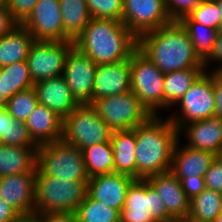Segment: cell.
Returning a JSON list of instances; mask_svg holds the SVG:
<instances>
[{
	"mask_svg": "<svg viewBox=\"0 0 222 222\" xmlns=\"http://www.w3.org/2000/svg\"><path fill=\"white\" fill-rule=\"evenodd\" d=\"M172 222H191L187 219L173 220Z\"/></svg>",
	"mask_w": 222,
	"mask_h": 222,
	"instance_id": "cell-52",
	"label": "cell"
},
{
	"mask_svg": "<svg viewBox=\"0 0 222 222\" xmlns=\"http://www.w3.org/2000/svg\"><path fill=\"white\" fill-rule=\"evenodd\" d=\"M161 197L168 213L175 219H187L190 199L184 193L180 180L171 172L160 173L146 178Z\"/></svg>",
	"mask_w": 222,
	"mask_h": 222,
	"instance_id": "cell-19",
	"label": "cell"
},
{
	"mask_svg": "<svg viewBox=\"0 0 222 222\" xmlns=\"http://www.w3.org/2000/svg\"><path fill=\"white\" fill-rule=\"evenodd\" d=\"M163 200L146 179H135L129 186L120 222H172Z\"/></svg>",
	"mask_w": 222,
	"mask_h": 222,
	"instance_id": "cell-8",
	"label": "cell"
},
{
	"mask_svg": "<svg viewBox=\"0 0 222 222\" xmlns=\"http://www.w3.org/2000/svg\"><path fill=\"white\" fill-rule=\"evenodd\" d=\"M18 23L5 5H0V37L8 34Z\"/></svg>",
	"mask_w": 222,
	"mask_h": 222,
	"instance_id": "cell-43",
	"label": "cell"
},
{
	"mask_svg": "<svg viewBox=\"0 0 222 222\" xmlns=\"http://www.w3.org/2000/svg\"><path fill=\"white\" fill-rule=\"evenodd\" d=\"M179 136L183 133L188 143L186 146L216 154L222 147V119L210 117L183 125L178 130Z\"/></svg>",
	"mask_w": 222,
	"mask_h": 222,
	"instance_id": "cell-20",
	"label": "cell"
},
{
	"mask_svg": "<svg viewBox=\"0 0 222 222\" xmlns=\"http://www.w3.org/2000/svg\"><path fill=\"white\" fill-rule=\"evenodd\" d=\"M22 25L34 40L64 41L60 0H38Z\"/></svg>",
	"mask_w": 222,
	"mask_h": 222,
	"instance_id": "cell-14",
	"label": "cell"
},
{
	"mask_svg": "<svg viewBox=\"0 0 222 222\" xmlns=\"http://www.w3.org/2000/svg\"><path fill=\"white\" fill-rule=\"evenodd\" d=\"M91 105L112 131L135 129L151 116L131 90L101 98Z\"/></svg>",
	"mask_w": 222,
	"mask_h": 222,
	"instance_id": "cell-9",
	"label": "cell"
},
{
	"mask_svg": "<svg viewBox=\"0 0 222 222\" xmlns=\"http://www.w3.org/2000/svg\"><path fill=\"white\" fill-rule=\"evenodd\" d=\"M131 91L151 116L164 108V76L138 48L130 57Z\"/></svg>",
	"mask_w": 222,
	"mask_h": 222,
	"instance_id": "cell-6",
	"label": "cell"
},
{
	"mask_svg": "<svg viewBox=\"0 0 222 222\" xmlns=\"http://www.w3.org/2000/svg\"><path fill=\"white\" fill-rule=\"evenodd\" d=\"M187 30L195 54L204 62L212 52L219 30L197 22H180Z\"/></svg>",
	"mask_w": 222,
	"mask_h": 222,
	"instance_id": "cell-31",
	"label": "cell"
},
{
	"mask_svg": "<svg viewBox=\"0 0 222 222\" xmlns=\"http://www.w3.org/2000/svg\"><path fill=\"white\" fill-rule=\"evenodd\" d=\"M33 141L45 145L61 140L63 119L55 112L38 103L25 121Z\"/></svg>",
	"mask_w": 222,
	"mask_h": 222,
	"instance_id": "cell-22",
	"label": "cell"
},
{
	"mask_svg": "<svg viewBox=\"0 0 222 222\" xmlns=\"http://www.w3.org/2000/svg\"><path fill=\"white\" fill-rule=\"evenodd\" d=\"M217 4L220 20V30H222V0H214Z\"/></svg>",
	"mask_w": 222,
	"mask_h": 222,
	"instance_id": "cell-48",
	"label": "cell"
},
{
	"mask_svg": "<svg viewBox=\"0 0 222 222\" xmlns=\"http://www.w3.org/2000/svg\"><path fill=\"white\" fill-rule=\"evenodd\" d=\"M130 59L97 65L94 77L93 102L131 90Z\"/></svg>",
	"mask_w": 222,
	"mask_h": 222,
	"instance_id": "cell-16",
	"label": "cell"
},
{
	"mask_svg": "<svg viewBox=\"0 0 222 222\" xmlns=\"http://www.w3.org/2000/svg\"><path fill=\"white\" fill-rule=\"evenodd\" d=\"M34 38L22 25H16L8 34L0 37V67L25 61Z\"/></svg>",
	"mask_w": 222,
	"mask_h": 222,
	"instance_id": "cell-25",
	"label": "cell"
},
{
	"mask_svg": "<svg viewBox=\"0 0 222 222\" xmlns=\"http://www.w3.org/2000/svg\"><path fill=\"white\" fill-rule=\"evenodd\" d=\"M39 104L44 105L64 119L80 104L72 96L63 75L34 83Z\"/></svg>",
	"mask_w": 222,
	"mask_h": 222,
	"instance_id": "cell-18",
	"label": "cell"
},
{
	"mask_svg": "<svg viewBox=\"0 0 222 222\" xmlns=\"http://www.w3.org/2000/svg\"><path fill=\"white\" fill-rule=\"evenodd\" d=\"M110 141L114 154V172L136 179L135 129L112 131Z\"/></svg>",
	"mask_w": 222,
	"mask_h": 222,
	"instance_id": "cell-23",
	"label": "cell"
},
{
	"mask_svg": "<svg viewBox=\"0 0 222 222\" xmlns=\"http://www.w3.org/2000/svg\"><path fill=\"white\" fill-rule=\"evenodd\" d=\"M38 222H78L74 213L42 212L33 215Z\"/></svg>",
	"mask_w": 222,
	"mask_h": 222,
	"instance_id": "cell-41",
	"label": "cell"
},
{
	"mask_svg": "<svg viewBox=\"0 0 222 222\" xmlns=\"http://www.w3.org/2000/svg\"><path fill=\"white\" fill-rule=\"evenodd\" d=\"M216 73L222 78V67L219 68Z\"/></svg>",
	"mask_w": 222,
	"mask_h": 222,
	"instance_id": "cell-53",
	"label": "cell"
},
{
	"mask_svg": "<svg viewBox=\"0 0 222 222\" xmlns=\"http://www.w3.org/2000/svg\"><path fill=\"white\" fill-rule=\"evenodd\" d=\"M112 130L91 104H80L63 119L62 140L80 150L110 141Z\"/></svg>",
	"mask_w": 222,
	"mask_h": 222,
	"instance_id": "cell-7",
	"label": "cell"
},
{
	"mask_svg": "<svg viewBox=\"0 0 222 222\" xmlns=\"http://www.w3.org/2000/svg\"><path fill=\"white\" fill-rule=\"evenodd\" d=\"M93 18L122 21L123 0H86Z\"/></svg>",
	"mask_w": 222,
	"mask_h": 222,
	"instance_id": "cell-36",
	"label": "cell"
},
{
	"mask_svg": "<svg viewBox=\"0 0 222 222\" xmlns=\"http://www.w3.org/2000/svg\"><path fill=\"white\" fill-rule=\"evenodd\" d=\"M207 189L222 193V165L214 160L204 175Z\"/></svg>",
	"mask_w": 222,
	"mask_h": 222,
	"instance_id": "cell-39",
	"label": "cell"
},
{
	"mask_svg": "<svg viewBox=\"0 0 222 222\" xmlns=\"http://www.w3.org/2000/svg\"><path fill=\"white\" fill-rule=\"evenodd\" d=\"M73 41L34 40L26 59L33 82L63 75Z\"/></svg>",
	"mask_w": 222,
	"mask_h": 222,
	"instance_id": "cell-11",
	"label": "cell"
},
{
	"mask_svg": "<svg viewBox=\"0 0 222 222\" xmlns=\"http://www.w3.org/2000/svg\"><path fill=\"white\" fill-rule=\"evenodd\" d=\"M210 62H215L216 64H218L219 62V65H216L215 68H213L214 66H211L212 70L210 69V72H216L219 68L222 67V30H220L217 35L211 54L203 62V67L205 71H207L206 69L208 65L210 66Z\"/></svg>",
	"mask_w": 222,
	"mask_h": 222,
	"instance_id": "cell-42",
	"label": "cell"
},
{
	"mask_svg": "<svg viewBox=\"0 0 222 222\" xmlns=\"http://www.w3.org/2000/svg\"><path fill=\"white\" fill-rule=\"evenodd\" d=\"M222 212V193L205 188L190 199V212L187 220L191 222H213Z\"/></svg>",
	"mask_w": 222,
	"mask_h": 222,
	"instance_id": "cell-28",
	"label": "cell"
},
{
	"mask_svg": "<svg viewBox=\"0 0 222 222\" xmlns=\"http://www.w3.org/2000/svg\"><path fill=\"white\" fill-rule=\"evenodd\" d=\"M96 69L97 64L87 55L74 46L71 48L65 60L63 78L79 104L93 103Z\"/></svg>",
	"mask_w": 222,
	"mask_h": 222,
	"instance_id": "cell-13",
	"label": "cell"
},
{
	"mask_svg": "<svg viewBox=\"0 0 222 222\" xmlns=\"http://www.w3.org/2000/svg\"><path fill=\"white\" fill-rule=\"evenodd\" d=\"M215 155L186 145L180 146V136L174 147L170 171L177 177H204Z\"/></svg>",
	"mask_w": 222,
	"mask_h": 222,
	"instance_id": "cell-21",
	"label": "cell"
},
{
	"mask_svg": "<svg viewBox=\"0 0 222 222\" xmlns=\"http://www.w3.org/2000/svg\"><path fill=\"white\" fill-rule=\"evenodd\" d=\"M201 0H166L165 5L172 21H180L190 14Z\"/></svg>",
	"mask_w": 222,
	"mask_h": 222,
	"instance_id": "cell-37",
	"label": "cell"
},
{
	"mask_svg": "<svg viewBox=\"0 0 222 222\" xmlns=\"http://www.w3.org/2000/svg\"><path fill=\"white\" fill-rule=\"evenodd\" d=\"M38 0H6L5 6L10 11L13 19L22 24L32 13Z\"/></svg>",
	"mask_w": 222,
	"mask_h": 222,
	"instance_id": "cell-38",
	"label": "cell"
},
{
	"mask_svg": "<svg viewBox=\"0 0 222 222\" xmlns=\"http://www.w3.org/2000/svg\"><path fill=\"white\" fill-rule=\"evenodd\" d=\"M35 174H14L0 177V198L21 216L35 214Z\"/></svg>",
	"mask_w": 222,
	"mask_h": 222,
	"instance_id": "cell-15",
	"label": "cell"
},
{
	"mask_svg": "<svg viewBox=\"0 0 222 222\" xmlns=\"http://www.w3.org/2000/svg\"><path fill=\"white\" fill-rule=\"evenodd\" d=\"M215 160L222 165V147L215 154Z\"/></svg>",
	"mask_w": 222,
	"mask_h": 222,
	"instance_id": "cell-50",
	"label": "cell"
},
{
	"mask_svg": "<svg viewBox=\"0 0 222 222\" xmlns=\"http://www.w3.org/2000/svg\"><path fill=\"white\" fill-rule=\"evenodd\" d=\"M83 159L89 177L114 172V154L111 141L83 148Z\"/></svg>",
	"mask_w": 222,
	"mask_h": 222,
	"instance_id": "cell-29",
	"label": "cell"
},
{
	"mask_svg": "<svg viewBox=\"0 0 222 222\" xmlns=\"http://www.w3.org/2000/svg\"><path fill=\"white\" fill-rule=\"evenodd\" d=\"M17 222H38L34 216H22Z\"/></svg>",
	"mask_w": 222,
	"mask_h": 222,
	"instance_id": "cell-49",
	"label": "cell"
},
{
	"mask_svg": "<svg viewBox=\"0 0 222 222\" xmlns=\"http://www.w3.org/2000/svg\"><path fill=\"white\" fill-rule=\"evenodd\" d=\"M8 121V113L5 106H0V141L1 144L6 143V128Z\"/></svg>",
	"mask_w": 222,
	"mask_h": 222,
	"instance_id": "cell-46",
	"label": "cell"
},
{
	"mask_svg": "<svg viewBox=\"0 0 222 222\" xmlns=\"http://www.w3.org/2000/svg\"><path fill=\"white\" fill-rule=\"evenodd\" d=\"M134 180L128 175L117 172L97 175L88 181L87 194L92 199L121 212L125 204L127 190Z\"/></svg>",
	"mask_w": 222,
	"mask_h": 222,
	"instance_id": "cell-17",
	"label": "cell"
},
{
	"mask_svg": "<svg viewBox=\"0 0 222 222\" xmlns=\"http://www.w3.org/2000/svg\"><path fill=\"white\" fill-rule=\"evenodd\" d=\"M38 148L0 145V177L37 171Z\"/></svg>",
	"mask_w": 222,
	"mask_h": 222,
	"instance_id": "cell-24",
	"label": "cell"
},
{
	"mask_svg": "<svg viewBox=\"0 0 222 222\" xmlns=\"http://www.w3.org/2000/svg\"><path fill=\"white\" fill-rule=\"evenodd\" d=\"M181 110L168 119L176 129L183 125L201 121L215 116V95L213 89V72L204 71L177 102Z\"/></svg>",
	"mask_w": 222,
	"mask_h": 222,
	"instance_id": "cell-10",
	"label": "cell"
},
{
	"mask_svg": "<svg viewBox=\"0 0 222 222\" xmlns=\"http://www.w3.org/2000/svg\"><path fill=\"white\" fill-rule=\"evenodd\" d=\"M88 181L46 176L38 168L35 174V213H74L87 195Z\"/></svg>",
	"mask_w": 222,
	"mask_h": 222,
	"instance_id": "cell-4",
	"label": "cell"
},
{
	"mask_svg": "<svg viewBox=\"0 0 222 222\" xmlns=\"http://www.w3.org/2000/svg\"><path fill=\"white\" fill-rule=\"evenodd\" d=\"M135 139L136 179L170 171L179 133L168 118L150 116L135 128Z\"/></svg>",
	"mask_w": 222,
	"mask_h": 222,
	"instance_id": "cell-3",
	"label": "cell"
},
{
	"mask_svg": "<svg viewBox=\"0 0 222 222\" xmlns=\"http://www.w3.org/2000/svg\"><path fill=\"white\" fill-rule=\"evenodd\" d=\"M204 71V68H189L165 73L164 108L176 106L177 102Z\"/></svg>",
	"mask_w": 222,
	"mask_h": 222,
	"instance_id": "cell-27",
	"label": "cell"
},
{
	"mask_svg": "<svg viewBox=\"0 0 222 222\" xmlns=\"http://www.w3.org/2000/svg\"><path fill=\"white\" fill-rule=\"evenodd\" d=\"M0 74L6 75L7 100L19 91L34 87L26 60L0 67Z\"/></svg>",
	"mask_w": 222,
	"mask_h": 222,
	"instance_id": "cell-32",
	"label": "cell"
},
{
	"mask_svg": "<svg viewBox=\"0 0 222 222\" xmlns=\"http://www.w3.org/2000/svg\"><path fill=\"white\" fill-rule=\"evenodd\" d=\"M213 89L215 95V117L222 119V78L213 72Z\"/></svg>",
	"mask_w": 222,
	"mask_h": 222,
	"instance_id": "cell-44",
	"label": "cell"
},
{
	"mask_svg": "<svg viewBox=\"0 0 222 222\" xmlns=\"http://www.w3.org/2000/svg\"><path fill=\"white\" fill-rule=\"evenodd\" d=\"M4 145L39 148L30 136L26 123L12 118L9 114L6 128V143Z\"/></svg>",
	"mask_w": 222,
	"mask_h": 222,
	"instance_id": "cell-35",
	"label": "cell"
},
{
	"mask_svg": "<svg viewBox=\"0 0 222 222\" xmlns=\"http://www.w3.org/2000/svg\"><path fill=\"white\" fill-rule=\"evenodd\" d=\"M213 222H222V212L217 216Z\"/></svg>",
	"mask_w": 222,
	"mask_h": 222,
	"instance_id": "cell-51",
	"label": "cell"
},
{
	"mask_svg": "<svg viewBox=\"0 0 222 222\" xmlns=\"http://www.w3.org/2000/svg\"><path fill=\"white\" fill-rule=\"evenodd\" d=\"M7 102L6 75L0 74V106H5Z\"/></svg>",
	"mask_w": 222,
	"mask_h": 222,
	"instance_id": "cell-47",
	"label": "cell"
},
{
	"mask_svg": "<svg viewBox=\"0 0 222 222\" xmlns=\"http://www.w3.org/2000/svg\"><path fill=\"white\" fill-rule=\"evenodd\" d=\"M178 179L180 180L182 190L189 199H192L194 196L201 194L206 188L204 177L193 176Z\"/></svg>",
	"mask_w": 222,
	"mask_h": 222,
	"instance_id": "cell-40",
	"label": "cell"
},
{
	"mask_svg": "<svg viewBox=\"0 0 222 222\" xmlns=\"http://www.w3.org/2000/svg\"><path fill=\"white\" fill-rule=\"evenodd\" d=\"M220 20L216 2L214 0H201L195 9L179 22H197L220 31Z\"/></svg>",
	"mask_w": 222,
	"mask_h": 222,
	"instance_id": "cell-34",
	"label": "cell"
},
{
	"mask_svg": "<svg viewBox=\"0 0 222 222\" xmlns=\"http://www.w3.org/2000/svg\"><path fill=\"white\" fill-rule=\"evenodd\" d=\"M122 22L139 38L173 21L163 0H123Z\"/></svg>",
	"mask_w": 222,
	"mask_h": 222,
	"instance_id": "cell-12",
	"label": "cell"
},
{
	"mask_svg": "<svg viewBox=\"0 0 222 222\" xmlns=\"http://www.w3.org/2000/svg\"><path fill=\"white\" fill-rule=\"evenodd\" d=\"M64 41H73L81 34L92 16L86 0H60Z\"/></svg>",
	"mask_w": 222,
	"mask_h": 222,
	"instance_id": "cell-26",
	"label": "cell"
},
{
	"mask_svg": "<svg viewBox=\"0 0 222 222\" xmlns=\"http://www.w3.org/2000/svg\"><path fill=\"white\" fill-rule=\"evenodd\" d=\"M138 49L162 73L204 68L191 38L179 21H173L138 38Z\"/></svg>",
	"mask_w": 222,
	"mask_h": 222,
	"instance_id": "cell-1",
	"label": "cell"
},
{
	"mask_svg": "<svg viewBox=\"0 0 222 222\" xmlns=\"http://www.w3.org/2000/svg\"><path fill=\"white\" fill-rule=\"evenodd\" d=\"M6 0H0V5H4Z\"/></svg>",
	"mask_w": 222,
	"mask_h": 222,
	"instance_id": "cell-54",
	"label": "cell"
},
{
	"mask_svg": "<svg viewBox=\"0 0 222 222\" xmlns=\"http://www.w3.org/2000/svg\"><path fill=\"white\" fill-rule=\"evenodd\" d=\"M22 216L0 198V222H17Z\"/></svg>",
	"mask_w": 222,
	"mask_h": 222,
	"instance_id": "cell-45",
	"label": "cell"
},
{
	"mask_svg": "<svg viewBox=\"0 0 222 222\" xmlns=\"http://www.w3.org/2000/svg\"><path fill=\"white\" fill-rule=\"evenodd\" d=\"M78 222H120V211L92 199L88 194L75 212Z\"/></svg>",
	"mask_w": 222,
	"mask_h": 222,
	"instance_id": "cell-30",
	"label": "cell"
},
{
	"mask_svg": "<svg viewBox=\"0 0 222 222\" xmlns=\"http://www.w3.org/2000/svg\"><path fill=\"white\" fill-rule=\"evenodd\" d=\"M34 87L19 91L6 102V112L14 119L25 122L38 105Z\"/></svg>",
	"mask_w": 222,
	"mask_h": 222,
	"instance_id": "cell-33",
	"label": "cell"
},
{
	"mask_svg": "<svg viewBox=\"0 0 222 222\" xmlns=\"http://www.w3.org/2000/svg\"><path fill=\"white\" fill-rule=\"evenodd\" d=\"M37 168L46 176L70 181L90 180L82 151L62 139L39 146Z\"/></svg>",
	"mask_w": 222,
	"mask_h": 222,
	"instance_id": "cell-5",
	"label": "cell"
},
{
	"mask_svg": "<svg viewBox=\"0 0 222 222\" xmlns=\"http://www.w3.org/2000/svg\"><path fill=\"white\" fill-rule=\"evenodd\" d=\"M76 47L97 65L130 59L138 48V38L122 21L91 18L74 40Z\"/></svg>",
	"mask_w": 222,
	"mask_h": 222,
	"instance_id": "cell-2",
	"label": "cell"
}]
</instances>
